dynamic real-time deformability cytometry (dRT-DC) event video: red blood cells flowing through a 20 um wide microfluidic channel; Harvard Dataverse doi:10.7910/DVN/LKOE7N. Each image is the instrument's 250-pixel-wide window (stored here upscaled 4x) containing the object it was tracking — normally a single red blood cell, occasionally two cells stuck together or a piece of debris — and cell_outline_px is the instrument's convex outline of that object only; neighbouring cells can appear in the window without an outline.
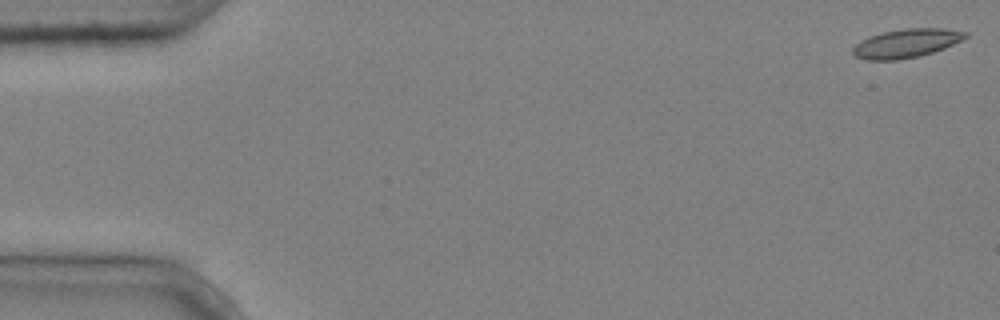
{"species": "common noctule bat (a hibernating species)", "species_latin": "Nyctalus noctula", "temperature_condition": "cold", "stored_images_in_passage": 5, "segment_of_instrument_passage": [2, 2], "camera_frame_rate_fps": 3000, "um_per_image_px": 0.085, "animal": {"sex": "male", "body_mass_g": 20.4}, "frame": {"image": 1, "passage_image": 5, "time_ms": 1.333, "image_size_px": [1000, 320], "cell_outline_px": [[968, 36], [964, 40], [944, 48], [920, 56], [896, 60], [864, 60], [856, 56], [852, 52], [852, 48], [856, 44], [872, 36], [884, 32], [904, 28], [940, 28], [968, 32]], "centroid_in_image_um": [77.08, 3.68], "position_along_channel_um": 7.9, "area_um2": 18.73}}